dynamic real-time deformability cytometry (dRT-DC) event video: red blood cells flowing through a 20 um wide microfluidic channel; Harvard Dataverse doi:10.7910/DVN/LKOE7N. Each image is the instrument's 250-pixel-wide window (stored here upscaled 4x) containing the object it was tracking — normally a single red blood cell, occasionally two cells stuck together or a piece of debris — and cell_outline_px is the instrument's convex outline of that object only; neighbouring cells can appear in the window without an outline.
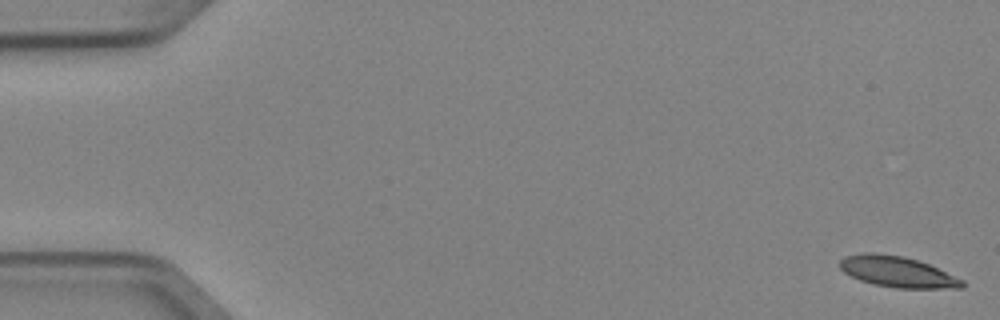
{"species": "Egyptian fruit bat (a non-hibernating species)", "species_latin": "Rousettus aegyptiacus", "temperature_condition": "cold", "stored_images_in_passage": 4, "camera_frame_rate_fps": 3000, "um_per_image_px": 0.085, "animal": {"sex": "female"}, "frame": {"image": 1, "passage_image": 1, "time_ms": 0.0, "image_size_px": [1000, 320], "cell_outline_px": [[964, 288], [896, 288], [872, 284], [860, 280], [844, 272], [840, 268], [840, 260], [844, 256], [864, 252], [872, 252], [904, 256], [928, 264], [964, 280]], "centroid_in_image_um": [76.26, 23.1], "position_along_channel_um": 8.7, "area_um2": 21.96}}
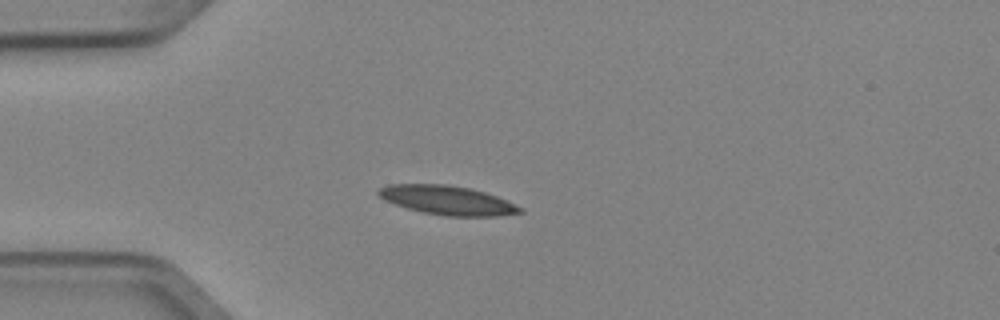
{"frame": {"image": 2, "passage_image": 4, "time_ms": 1.0, "image_size_px": [1000, 320], "cell_outline_px": [[524, 212], [500, 216], [444, 216], [424, 212], [408, 208], [384, 200], [376, 192], [380, 188], [388, 184], [444, 184], [468, 188], [484, 192], [496, 196], [524, 208]], "centroid_in_image_um": [38.04, 17.02], "position_along_channel_um": 47.0, "area_um2": 23.81}}